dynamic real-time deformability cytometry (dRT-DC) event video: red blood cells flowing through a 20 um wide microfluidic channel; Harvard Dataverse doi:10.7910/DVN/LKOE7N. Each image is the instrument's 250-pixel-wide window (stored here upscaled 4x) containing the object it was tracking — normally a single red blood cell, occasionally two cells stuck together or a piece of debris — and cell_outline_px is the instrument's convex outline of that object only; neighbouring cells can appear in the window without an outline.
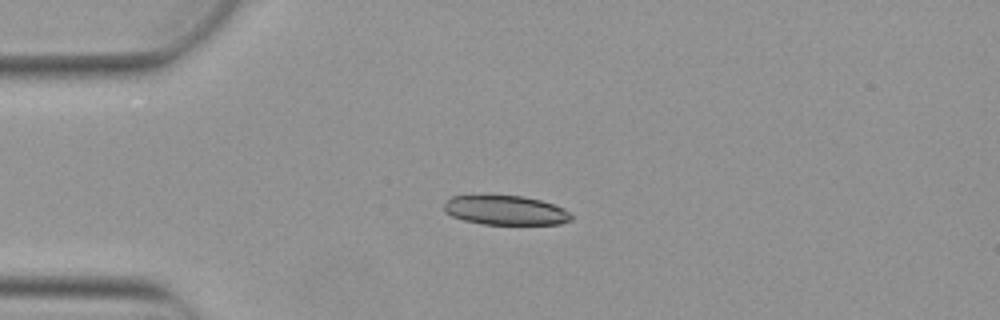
{"species": "Egyptian fruit bat (a non-hibernating species)", "species_latin": "Rousettus aegyptiacus", "temperature_condition": "warm", "stored_images_in_passage": 4, "camera_frame_rate_fps": 3000, "um_per_image_px": 0.085, "animal": {"sex": "female"}, "frame": {"image": 1, "passage_image": 3, "time_ms": 0.667, "image_size_px": [1000, 320], "cell_outline_px": [[572, 220], [560, 224], [484, 224], [464, 220], [452, 216], [444, 212], [444, 204], [452, 196], [524, 196], [540, 200], [564, 208], [572, 216]], "centroid_in_image_um": [42.98, 17.88], "position_along_channel_um": 42.0, "area_um2": 21.56}}